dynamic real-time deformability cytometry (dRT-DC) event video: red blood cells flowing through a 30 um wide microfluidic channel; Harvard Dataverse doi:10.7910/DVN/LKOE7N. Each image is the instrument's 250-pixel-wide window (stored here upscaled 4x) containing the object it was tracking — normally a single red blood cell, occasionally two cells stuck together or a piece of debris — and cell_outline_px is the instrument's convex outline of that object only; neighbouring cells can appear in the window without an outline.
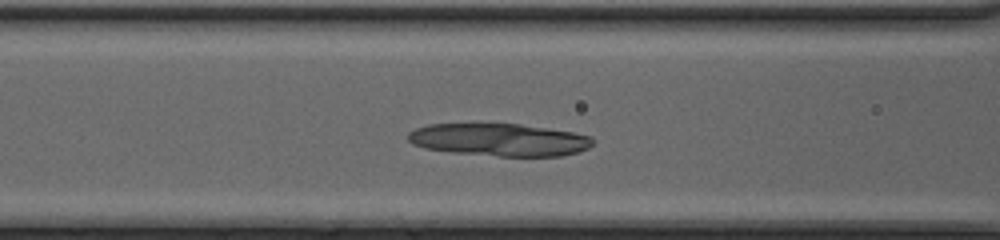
{"species": "common noctule bat (a hibernating species)", "species_latin": "Nyctalus noctula", "temperature_condition": "cold", "stored_images_in_passage": 24, "camera_frame_rate_fps": 3000, "um_per_image_px": 0.085, "animal": {"sex": "female", "body_mass_g": 20.0, "forearm_length_mm": 54.0}, "frame": {"image": 1, "passage_image": 10, "time_ms": 3.0, "image_size_px": [1000, 240], "cell_outline_px": [[596, 140], [588, 148], [580, 152], [560, 156], [500, 156], [452, 152], [424, 148], [412, 144], [408, 140], [408, 132], [416, 128], [428, 124], [520, 124], [548, 128], [572, 132], [592, 136]], "centroid_in_image_um": [42.47, 11.88], "position_along_channel_um": 124.1, "area_um2": 35.14}}
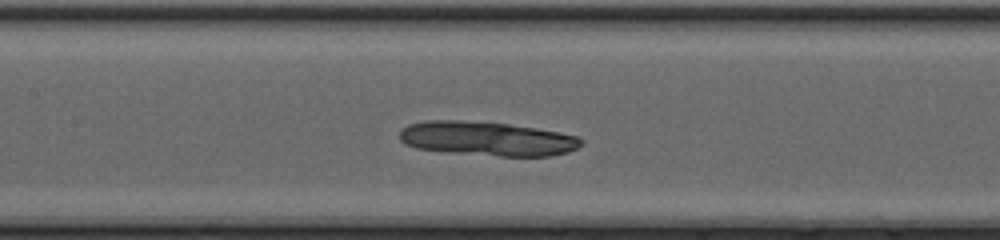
{"frame": {"image": 2, "passage_image": 13, "time_ms": 4.0, "image_size_px": [1000, 240], "cell_outline_px": [[584, 144], [568, 152], [548, 156], [500, 156], [448, 152], [416, 148], [404, 144], [400, 140], [400, 128], [408, 124], [424, 120], [460, 120], [508, 124], [536, 128], [580, 136], [584, 140]], "centroid_in_image_um": [41.39, 11.78], "position_along_channel_um": 166.0, "area_um2": 36.41}}
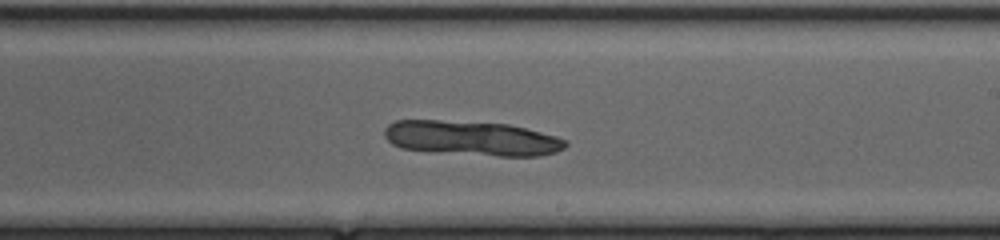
{"frame": {"image": 3, "passage_image": 19, "time_ms": 6.0, "image_size_px": [1000, 240], "cell_outline_px": [[568, 144], [564, 148], [556, 152], [540, 156], [500, 156], [400, 148], [392, 144], [384, 136], [384, 128], [388, 124], [396, 120], [440, 120], [508, 124], [556, 136], [568, 140]], "centroid_in_image_um": [40.11, 11.74], "position_along_channel_um": 248.9, "area_um2": 36.3}}